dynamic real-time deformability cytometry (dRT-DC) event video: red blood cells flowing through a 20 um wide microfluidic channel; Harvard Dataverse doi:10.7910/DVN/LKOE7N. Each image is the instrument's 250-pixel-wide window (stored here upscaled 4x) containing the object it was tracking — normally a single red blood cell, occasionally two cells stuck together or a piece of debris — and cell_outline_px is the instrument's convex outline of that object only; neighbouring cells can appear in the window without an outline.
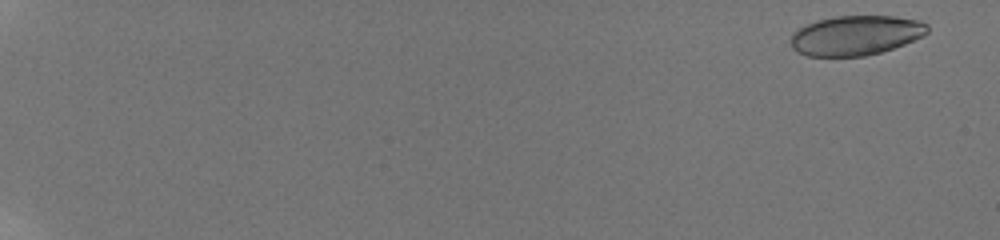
{"species": "human", "species_latin": "Homo sapiens", "temperature_condition": "room temperature", "stored_images_in_passage": 62, "camera_frame_rate_fps": 3000, "um_per_image_px": 0.085, "donor": {"sex": "male"}, "frame": {"image": 1, "passage_image": 3, "time_ms": 1.0, "image_size_px": [1000, 240], "cell_outline_px": [[928, 32], [924, 36], [904, 44], [880, 52], [864, 56], [808, 56], [792, 48], [792, 32], [816, 20], [832, 16], [896, 16], [920, 20], [928, 24]], "centroid_in_image_um": [72.78, 2.99], "position_along_channel_um": 12.2, "area_um2": 31.62}}
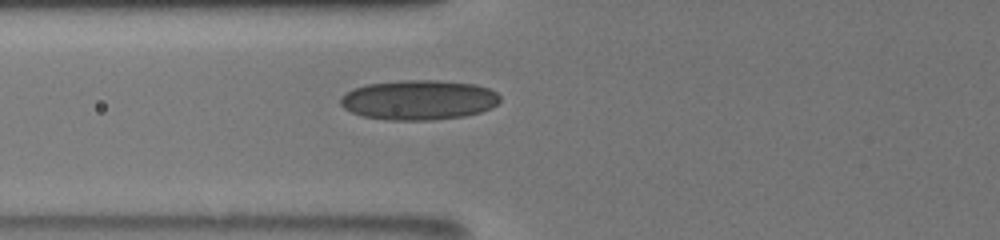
{"frame": {"image": 2, "passage_image": 34, "time_ms": 9.0, "image_size_px": [1000, 240], "cell_outline_px": [[500, 100], [492, 108], [480, 112], [464, 116], [432, 120], [388, 120], [364, 116], [352, 112], [344, 108], [340, 104], [340, 96], [344, 92], [368, 84], [400, 80], [436, 80], [476, 84], [488, 88], [496, 92], [500, 96]], "centroid_in_image_um": [35.59, 8.49], "position_along_channel_um": 90.2, "area_um2": 37.11}}
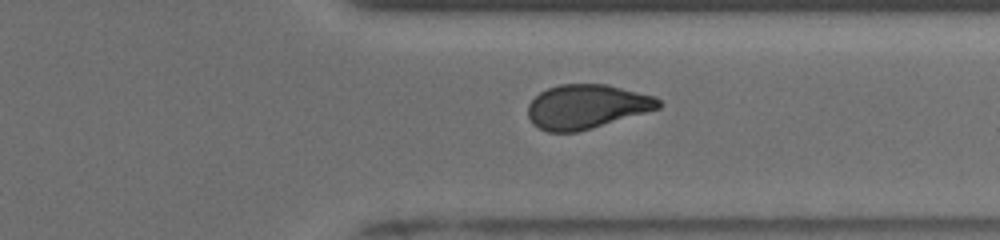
{"frame": {"image": 3, "passage_image": 52, "time_ms": 16.0, "image_size_px": [1000, 240], "cell_outline_px": [[664, 104], [660, 108], [592, 128], [576, 132], [548, 132], [532, 124], [528, 116], [528, 104], [540, 92], [548, 88], [560, 84], [608, 84], [656, 96]], "centroid_in_image_um": [49.88, 9.05], "position_along_channel_um": 361.5, "area_um2": 33.76}, "authors_computed_cell_mechanics": {"area_um2": 33.4951, "velocity_mm_per_s": 3.8742, "shape_relaxation_time_tau1_ms": null, "shape_relaxation_time_tau2_ms": 1.7964, "deformation_change_tau1": null, "deformation_change_tau2": 0.0879}}